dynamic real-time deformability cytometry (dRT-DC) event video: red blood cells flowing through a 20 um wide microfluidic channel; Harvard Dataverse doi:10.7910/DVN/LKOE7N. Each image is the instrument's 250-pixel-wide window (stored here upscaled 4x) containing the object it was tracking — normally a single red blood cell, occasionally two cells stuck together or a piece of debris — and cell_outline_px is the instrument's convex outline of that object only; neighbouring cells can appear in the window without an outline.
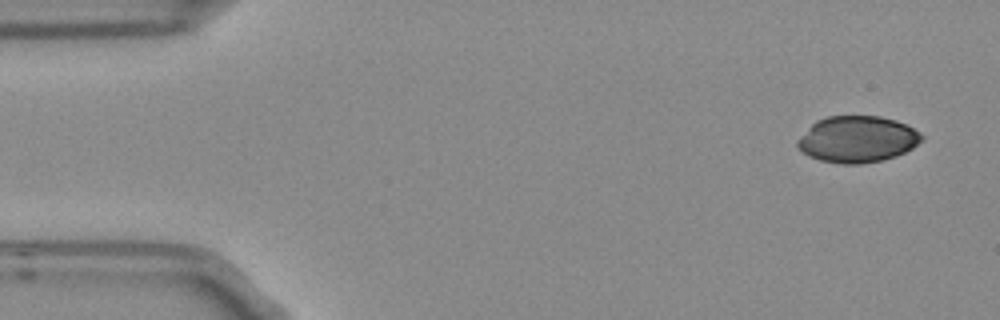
{"species": "Egyptian fruit bat (a non-hibernating species)", "species_latin": "Rousettus aegyptiacus", "temperature_condition": "room temperature", "stored_images_in_passage": 4, "camera_frame_rate_fps": 3000, "um_per_image_px": 0.085, "frame": {"image": 1, "passage_image": 1, "time_ms": 0.0, "image_size_px": [1000, 320], "cell_outline_px": [[924, 140], [912, 148], [896, 156], [880, 160], [860, 164], [840, 164], [820, 160], [808, 156], [796, 144], [796, 140], [816, 120], [828, 116], [880, 116], [896, 120], [920, 132], [924, 136]], "centroid_in_image_um": [72.88, 11.83], "position_along_channel_um": 12.1, "area_um2": 33.58}}
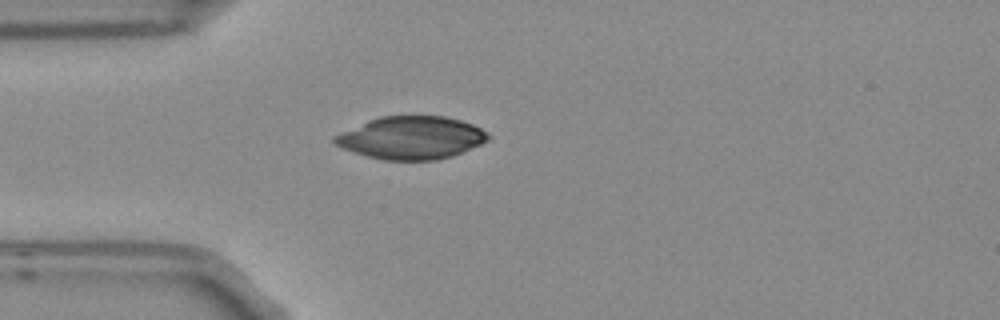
{"frame": {"image": 2, "passage_image": 4, "time_ms": 1.0, "image_size_px": [1000, 320], "cell_outline_px": [[492, 136], [488, 140], [480, 144], [452, 156], [436, 160], [384, 160], [368, 156], [344, 148], [336, 144], [332, 140], [332, 136], [368, 120], [380, 116], [444, 116], [460, 120], [472, 124], [488, 132]], "centroid_in_image_um": [34.97, 11.7], "position_along_channel_um": 50.0, "area_um2": 38.03}}